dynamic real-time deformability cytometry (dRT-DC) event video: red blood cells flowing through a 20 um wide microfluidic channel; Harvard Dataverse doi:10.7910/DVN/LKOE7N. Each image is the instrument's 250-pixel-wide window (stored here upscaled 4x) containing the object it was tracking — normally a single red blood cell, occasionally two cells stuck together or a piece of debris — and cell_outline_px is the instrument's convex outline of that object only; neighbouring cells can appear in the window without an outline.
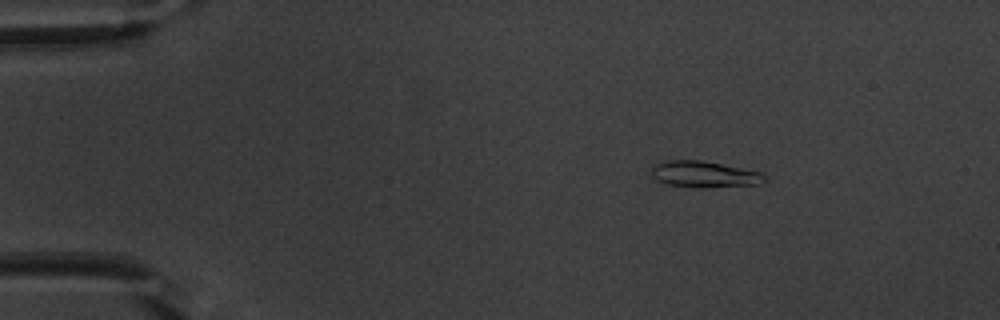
{"species": "common noctule bat (a hibernating species)", "species_latin": "Nyctalus noctula", "temperature_condition": "warm", "stored_images_in_passage": 54, "camera_frame_rate_fps": 3000, "um_per_image_px": 0.085, "animal": {"sex": "male", "body_mass_g": 20.1, "forearm_length_mm": 53.5}, "frame": {"image": 1, "passage_image": 9, "time_ms": 2.667, "image_size_px": [1000, 320], "cell_outline_px": [[768, 180], [760, 184], [708, 188], [696, 188], [668, 184], [656, 180], [652, 176], [652, 168], [656, 164], [668, 160], [700, 160], [764, 172], [768, 176]], "centroid_in_image_um": [59.95, 14.83], "position_along_channel_um": 25.1, "area_um2": 17.63}}
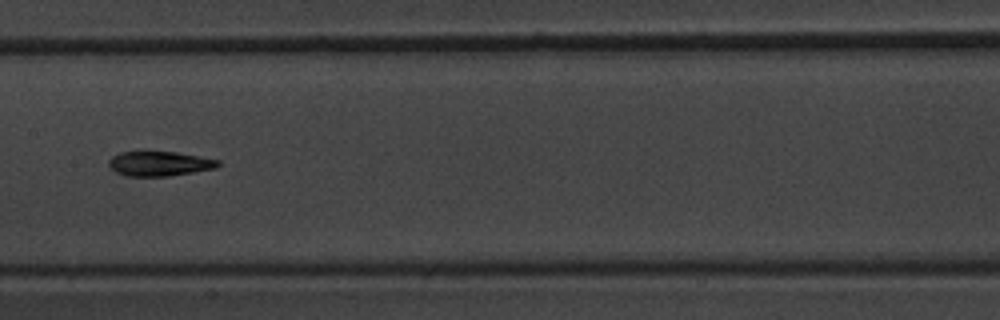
{"frame": {"image": 2, "passage_image": 28, "time_ms": 9.0, "image_size_px": [1000, 320], "cell_outline_px": [[220, 164], [216, 168], [168, 176], [124, 176], [116, 172], [108, 164], [108, 160], [112, 156], [120, 152], [176, 152], [220, 160]], "centroid_in_image_um": [13.54, 13.91], "position_along_channel_um": 193.9, "area_um2": 15.61}}
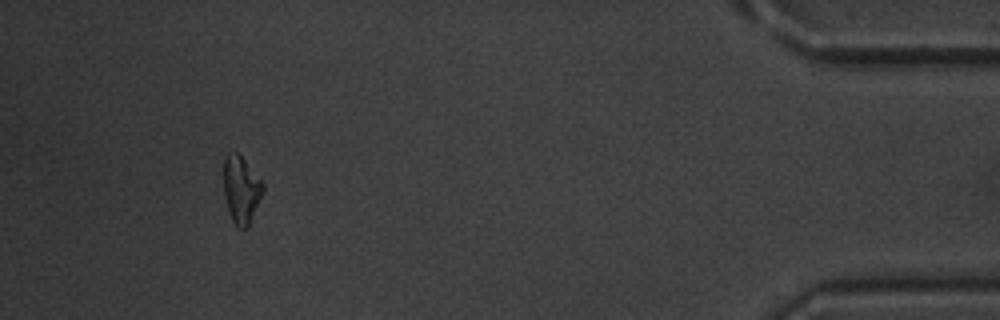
{"frame": {"image": 3, "passage_image": 50, "time_ms": 16.333, "image_size_px": [1000, 320], "cell_outline_px": [[264, 192], [248, 228], [240, 228], [232, 220], [228, 212], [224, 196], [224, 156], [228, 152], [236, 152], [244, 160], [264, 184]], "centroid_in_image_um": [20.5, 16.13], "position_along_channel_um": 414.7, "area_um2": 15.43}, "authors_computed_cell_mechanics": {"area_um2": 15.8372, "velocity_mm_per_s": 3.8497, "shape_relaxation_time_tau1_ms": 4.1671, "shape_relaxation_time_tau2_ms": 8.0195, "deformation_change_tau1": 0.152, "deformation_change_tau2": 0.1801}}